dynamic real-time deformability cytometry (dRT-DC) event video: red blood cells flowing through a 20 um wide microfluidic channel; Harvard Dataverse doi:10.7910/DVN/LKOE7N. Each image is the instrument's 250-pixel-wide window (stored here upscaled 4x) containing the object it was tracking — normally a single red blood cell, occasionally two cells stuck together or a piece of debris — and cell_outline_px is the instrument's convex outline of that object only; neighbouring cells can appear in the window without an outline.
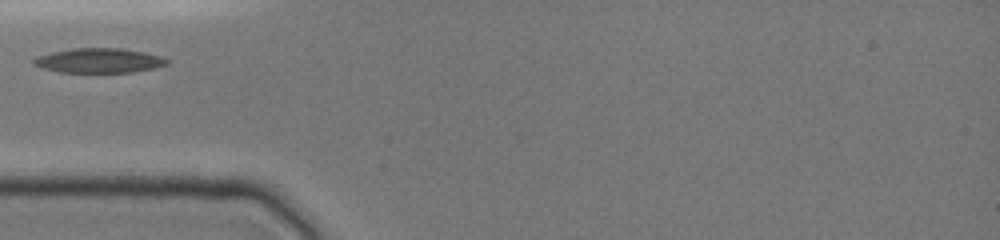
{"species": "common noctule bat (a hibernating species)", "species_latin": "Nyctalus noctula", "temperature_condition": "cold", "stored_images_in_passage": 7, "camera_frame_rate_fps": 3000, "um_per_image_px": 0.085, "animal": {"sex": "female", "body_mass_g": 19.0, "forearm_length_mm": 51.5}, "frame": {"image": 1, "passage_image": 1, "time_ms": 0.0, "image_size_px": [1000, 240], "cell_outline_px": [[168, 64], [156, 68], [132, 72], [60, 72], [44, 68], [32, 64], [32, 60], [36, 56], [52, 52], [72, 48], [120, 48], [144, 52], [160, 56], [168, 60]], "centroid_in_image_um": [8.41, 5.14], "position_along_channel_um": 76.6, "area_um2": 19.07}}